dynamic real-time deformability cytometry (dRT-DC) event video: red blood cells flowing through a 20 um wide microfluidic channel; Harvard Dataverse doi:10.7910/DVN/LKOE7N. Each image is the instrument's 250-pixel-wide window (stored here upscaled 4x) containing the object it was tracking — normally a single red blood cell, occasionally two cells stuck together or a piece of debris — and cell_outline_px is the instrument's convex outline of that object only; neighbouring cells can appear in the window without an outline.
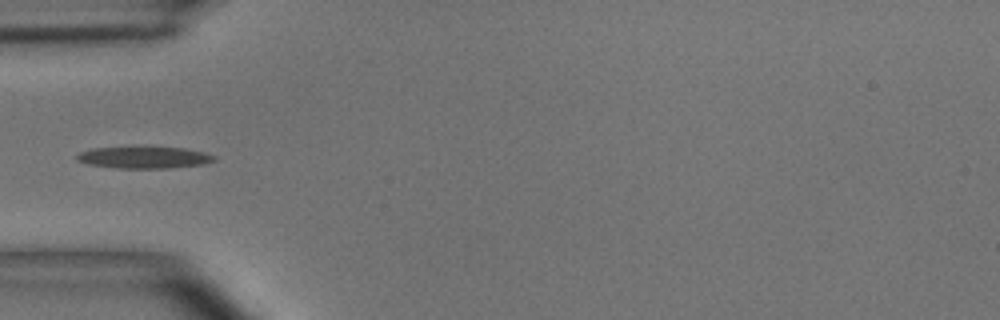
{"species": "common noctule bat (a hibernating species)", "species_latin": "Nyctalus noctula", "temperature_condition": "room temperature", "stored_images_in_passage": 5, "segment_of_instrument_passage": [2, 2], "camera_frame_rate_fps": 3000, "um_per_image_px": 0.085, "animal": {"sex": "male", "body_mass_g": 15.6}, "frame": {"image": 1, "passage_image": 5, "time_ms": 4.667, "image_size_px": [1000, 320], "cell_outline_px": [[216, 160], [204, 164], [168, 168], [116, 168], [88, 164], [76, 160], [76, 156], [80, 152], [92, 148], [184, 148], [204, 152], [216, 156]], "centroid_in_image_um": [12.26, 13.4], "position_along_channel_um": 72.7, "area_um2": 17.11}}